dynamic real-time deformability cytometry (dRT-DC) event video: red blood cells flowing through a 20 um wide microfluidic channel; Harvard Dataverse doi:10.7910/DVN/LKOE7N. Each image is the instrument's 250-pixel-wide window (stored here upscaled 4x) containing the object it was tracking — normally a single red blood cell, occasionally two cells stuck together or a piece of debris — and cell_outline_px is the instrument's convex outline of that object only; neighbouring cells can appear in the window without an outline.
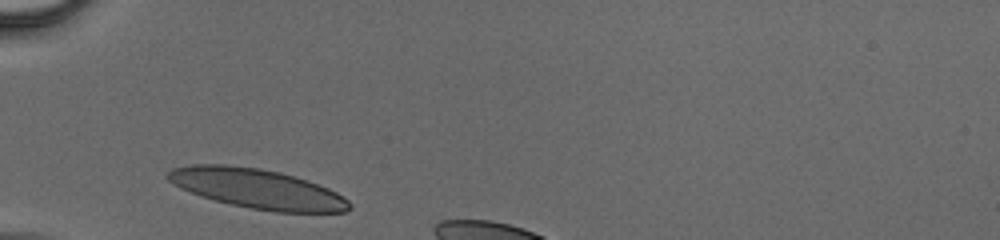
{"species": "human", "species_latin": "Homo sapiens", "temperature_condition": "cold", "stored_images_in_passage": 25, "camera_frame_rate_fps": 3000, "um_per_image_px": 0.085, "donor": {"sex": "male"}, "frame": {"image": 1, "passage_image": 1, "time_ms": 0.0, "image_size_px": [1000, 240], "cell_outline_px": [[352, 208], [344, 212], [276, 212], [252, 208], [232, 204], [216, 200], [180, 188], [168, 180], [168, 172], [172, 168], [188, 164], [224, 164], [260, 168], [280, 172], [308, 180], [328, 188], [344, 196], [352, 204]], "centroid_in_image_um": [21.9, 16.03], "position_along_channel_um": 63.1, "area_um2": 41.79}}
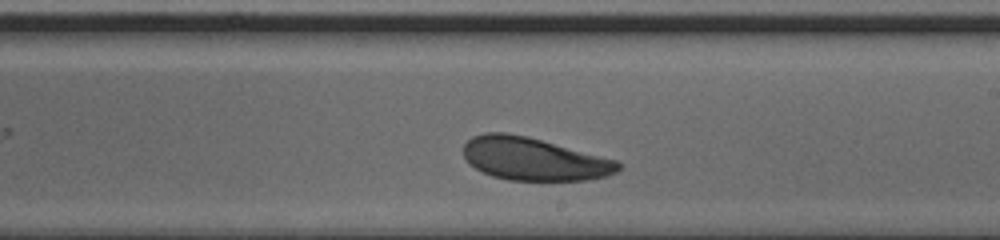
{"frame": {"image": 2, "passage_image": 14, "time_ms": 4.333, "image_size_px": [1000, 240], "cell_outline_px": [[620, 168], [616, 172], [608, 176], [588, 180], [508, 180], [492, 176], [468, 164], [464, 156], [464, 144], [472, 136], [484, 132], [508, 132], [528, 136], [616, 160], [620, 164]], "centroid_in_image_um": [45.35, 13.5], "position_along_channel_um": 243.7, "area_um2": 38.67}}
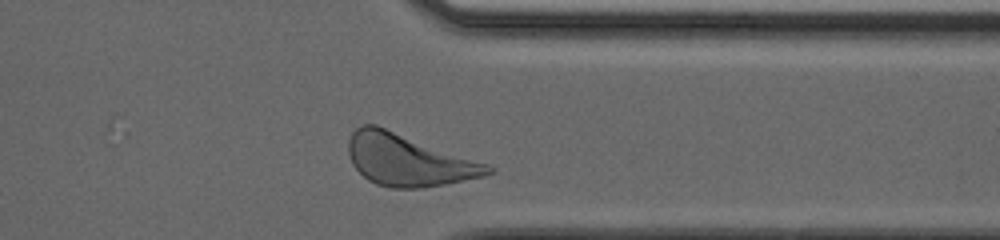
{"frame": {"image": 3, "passage_image": 23, "time_ms": 7.333, "image_size_px": [1000, 240], "cell_outline_px": [[496, 172], [484, 176], [444, 184], [420, 188], [392, 188], [376, 184], [368, 180], [352, 164], [348, 152], [348, 140], [352, 132], [356, 128], [364, 124], [376, 124], [488, 164], [496, 168]], "centroid_in_image_um": [34.71, 13.6], "position_along_channel_um": 376.7, "area_um2": 42.02}}